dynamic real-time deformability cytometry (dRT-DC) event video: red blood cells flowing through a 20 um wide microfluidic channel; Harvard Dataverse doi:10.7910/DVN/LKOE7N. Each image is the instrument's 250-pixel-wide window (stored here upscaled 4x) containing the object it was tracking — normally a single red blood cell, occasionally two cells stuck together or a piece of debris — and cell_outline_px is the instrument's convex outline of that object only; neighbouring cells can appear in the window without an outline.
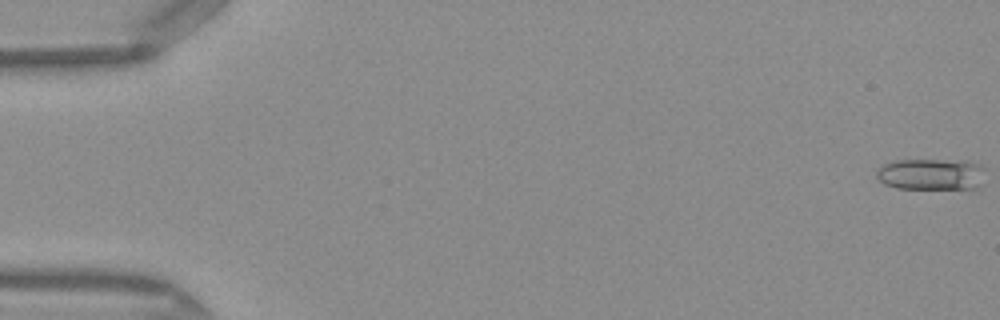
{"species": "Egyptian fruit bat (a non-hibernating species)", "species_latin": "Rousettus aegyptiacus", "temperature_condition": "warm", "stored_images_in_passage": 13, "camera_frame_rate_fps": 3000, "um_per_image_px": 0.085, "frame": {"image": 1, "passage_image": 1, "time_ms": 0.0, "image_size_px": [1000, 320], "cell_outline_px": [[984, 168], [980, 184], [972, 188], [896, 188], [884, 184], [876, 176], [876, 172], [884, 164], [896, 160], [968, 160], [980, 164]], "centroid_in_image_um": [79.14, 14.79], "position_along_channel_um": 5.9, "area_um2": 19.77}}